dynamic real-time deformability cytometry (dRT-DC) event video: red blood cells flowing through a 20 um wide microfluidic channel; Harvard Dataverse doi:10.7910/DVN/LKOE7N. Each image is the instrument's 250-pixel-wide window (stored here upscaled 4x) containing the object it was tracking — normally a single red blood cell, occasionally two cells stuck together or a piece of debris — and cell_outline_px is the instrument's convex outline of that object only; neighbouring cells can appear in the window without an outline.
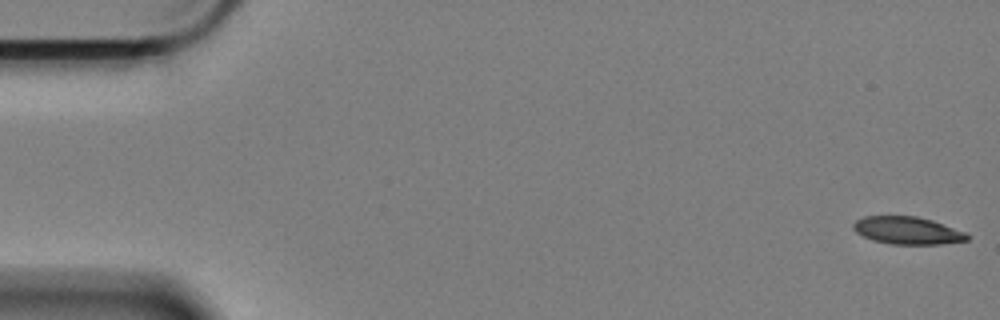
{"species": "Egyptian fruit bat (a non-hibernating species)", "species_latin": "Rousettus aegyptiacus", "temperature_condition": "cold", "stored_images_in_passage": 30, "camera_frame_rate_fps": 3000, "um_per_image_px": 0.085, "animal": {"sex": "female"}, "frame": {"image": 1, "passage_image": 1, "time_ms": 0.0, "image_size_px": [1000, 320], "cell_outline_px": [[972, 236], [968, 240], [944, 244], [892, 244], [872, 240], [856, 232], [852, 228], [852, 224], [856, 220], [864, 216], [916, 216], [932, 220], [964, 232]], "centroid_in_image_um": [77.13, 19.59], "position_along_channel_um": 7.9, "area_um2": 18.26}}
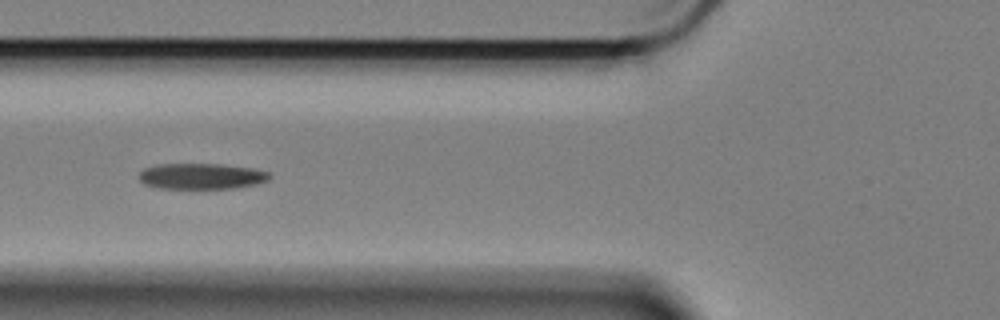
{"frame": {"image": 2, "passage_image": 22, "time_ms": 7.0, "image_size_px": [1000, 320], "cell_outline_px": [[272, 176], [268, 180], [256, 184], [236, 188], [156, 188], [144, 184], [136, 176], [144, 168], [160, 164], [220, 164], [252, 168], [268, 172]], "centroid_in_image_um": [17.1, 14.98], "position_along_channel_um": 108.7, "area_um2": 19.71}}
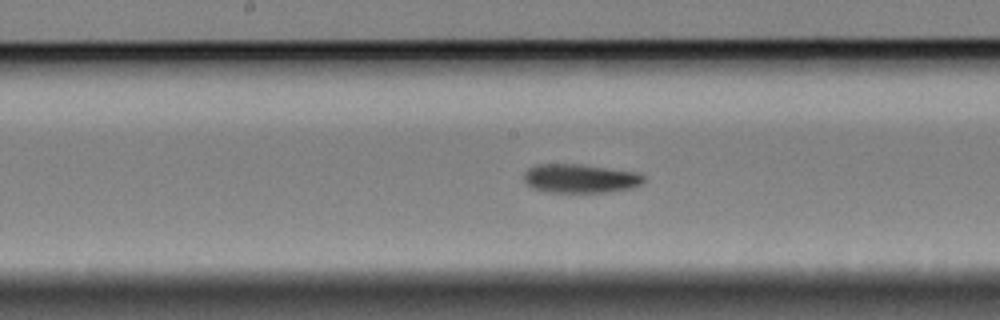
{"frame": {"image": 3, "passage_image": 30, "time_ms": 9.667, "image_size_px": [1000, 320], "cell_outline_px": [[644, 180], [640, 184], [632, 188], [612, 192], [544, 192], [532, 188], [524, 180], [524, 172], [528, 168], [536, 164], [580, 164], [640, 172], [644, 176]], "centroid_in_image_um": [49.33, 15.17], "position_along_channel_um": 198.9, "area_um2": 20.4}}